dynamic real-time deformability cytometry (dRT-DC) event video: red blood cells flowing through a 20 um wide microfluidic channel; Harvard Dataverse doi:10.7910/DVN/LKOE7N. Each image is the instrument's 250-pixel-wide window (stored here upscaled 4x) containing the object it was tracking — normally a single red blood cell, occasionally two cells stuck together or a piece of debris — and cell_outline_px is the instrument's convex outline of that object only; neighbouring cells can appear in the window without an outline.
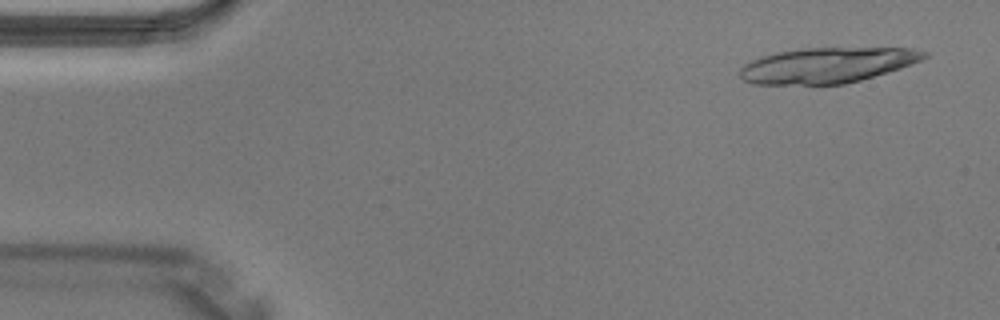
{"species": "Egyptian fruit bat (a non-hibernating species)", "species_latin": "Rousettus aegyptiacus", "temperature_condition": "warm", "stored_images_in_passage": 4, "camera_frame_rate_fps": 3000, "um_per_image_px": 0.085, "animal": {"sex": "male"}, "frame": {"image": 1, "passage_image": 1, "time_ms": 0.0, "image_size_px": [1000, 320], "cell_outline_px": [[928, 56], [912, 64], [888, 72], [860, 80], [844, 84], [752, 84], [744, 80], [740, 76], [740, 68], [744, 64], [760, 56], [776, 52], [800, 48], [912, 48], [928, 52]], "centroid_in_image_um": [70.29, 5.54], "position_along_channel_um": 14.7, "area_um2": 38.03}}